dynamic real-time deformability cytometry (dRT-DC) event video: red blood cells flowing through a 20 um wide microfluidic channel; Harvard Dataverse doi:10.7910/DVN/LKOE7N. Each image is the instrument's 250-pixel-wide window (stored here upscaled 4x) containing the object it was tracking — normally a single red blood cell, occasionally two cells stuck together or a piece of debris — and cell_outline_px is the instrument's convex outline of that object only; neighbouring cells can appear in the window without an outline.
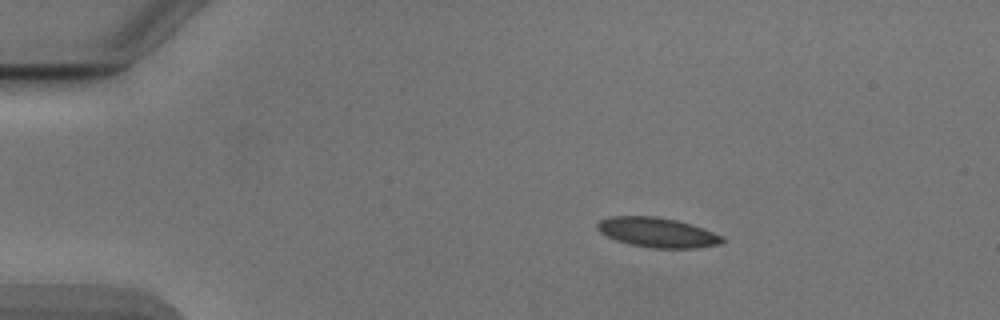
{"species": "Egyptian fruit bat (a non-hibernating species)", "species_latin": "Rousettus aegyptiacus", "temperature_condition": "cold", "stored_images_in_passage": 44, "camera_frame_rate_fps": 3000, "um_per_image_px": 0.085, "animal": {"sex": "male"}, "frame": {"image": 1, "passage_image": 1, "time_ms": 0.0, "image_size_px": [1000, 320], "cell_outline_px": [[724, 240], [720, 244], [696, 248], [652, 248], [628, 244], [616, 240], [600, 232], [596, 228], [596, 224], [600, 220], [608, 216], [656, 216], [676, 220], [692, 224], [724, 236]], "centroid_in_image_um": [55.87, 19.75], "position_along_channel_um": 29.1, "area_um2": 21.79}}
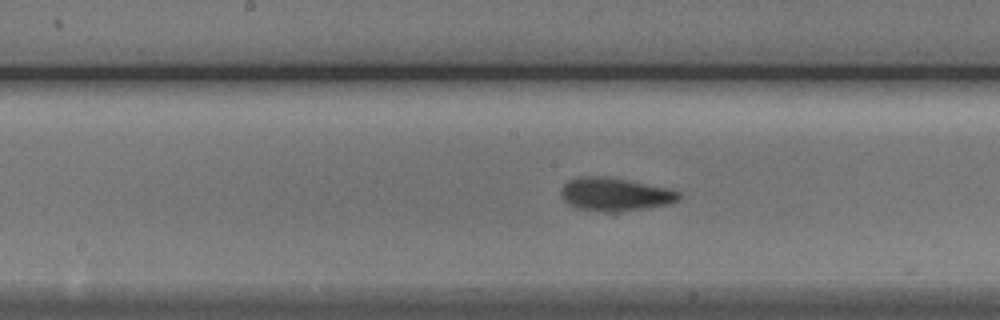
{"frame": {"image": 2, "passage_image": 19, "time_ms": 6.0, "image_size_px": [1000, 320], "cell_outline_px": [[680, 200], [672, 204], [648, 208], [620, 212], [604, 212], [576, 208], [568, 204], [560, 196], [560, 192], [564, 184], [568, 180], [580, 176], [596, 176], [624, 180], [672, 188], [680, 192]], "centroid_in_image_um": [52.3, 16.54], "position_along_channel_um": 195.9, "area_um2": 23.06}}
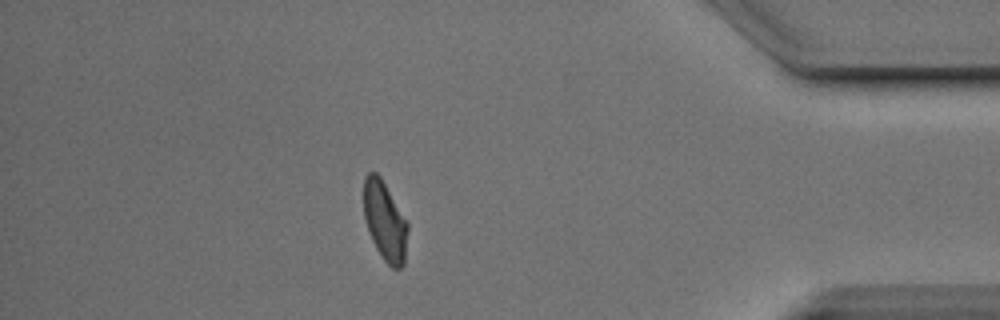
{"frame": {"image": 3, "passage_image": 38, "time_ms": 12.333, "image_size_px": [1000, 320], "cell_outline_px": [[408, 228], [404, 264], [400, 268], [392, 268], [384, 260], [376, 248], [368, 232], [364, 216], [364, 176], [368, 172], [376, 172], [380, 176], [408, 220]], "centroid_in_image_um": [32.72, 18.77], "position_along_channel_um": 402.5, "area_um2": 20.52}, "authors_computed_cell_mechanics": {"area_um2": 21.8195, "velocity_mm_per_s": 3.8744, "shape_relaxation_time_tau1_ms": 2.6713, "shape_relaxation_time_tau2_ms": 1.9241, "deformation_change_tau1": 0.1427, "deformation_change_tau2": 0.0923}}